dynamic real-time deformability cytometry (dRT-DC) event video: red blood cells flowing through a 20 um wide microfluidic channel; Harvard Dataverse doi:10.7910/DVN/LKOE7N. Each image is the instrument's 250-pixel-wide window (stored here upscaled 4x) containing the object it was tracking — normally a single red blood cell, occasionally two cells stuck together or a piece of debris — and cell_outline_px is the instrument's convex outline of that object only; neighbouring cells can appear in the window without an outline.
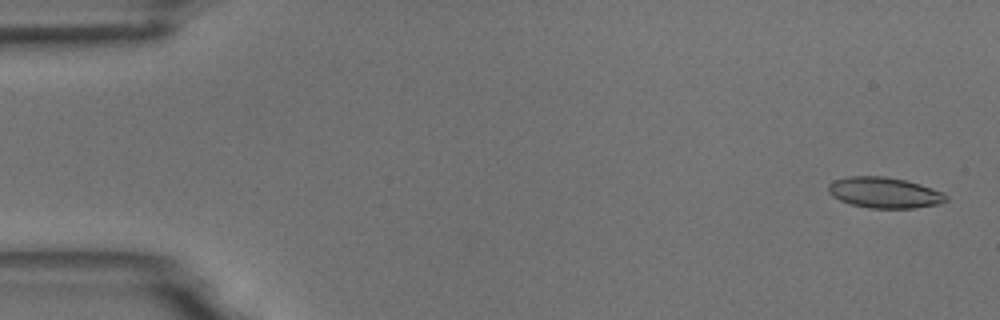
{"species": "common noctule bat (a hibernating species)", "species_latin": "Nyctalus noctula", "temperature_condition": "room temperature", "stored_images_in_passage": 4, "camera_frame_rate_fps": 3000, "um_per_image_px": 0.085, "animal": {"sex": "male", "body_mass_g": 18.8}, "frame": {"image": 1, "passage_image": 1, "time_ms": 0.0, "image_size_px": [1000, 320], "cell_outline_px": [[948, 200], [940, 204], [916, 208], [868, 208], [852, 204], [840, 200], [832, 196], [828, 192], [828, 184], [832, 180], [848, 176], [884, 176], [904, 180], [920, 184], [944, 192], [948, 196]], "centroid_in_image_um": [75.18, 16.37], "position_along_channel_um": 9.8, "area_um2": 21.33}}